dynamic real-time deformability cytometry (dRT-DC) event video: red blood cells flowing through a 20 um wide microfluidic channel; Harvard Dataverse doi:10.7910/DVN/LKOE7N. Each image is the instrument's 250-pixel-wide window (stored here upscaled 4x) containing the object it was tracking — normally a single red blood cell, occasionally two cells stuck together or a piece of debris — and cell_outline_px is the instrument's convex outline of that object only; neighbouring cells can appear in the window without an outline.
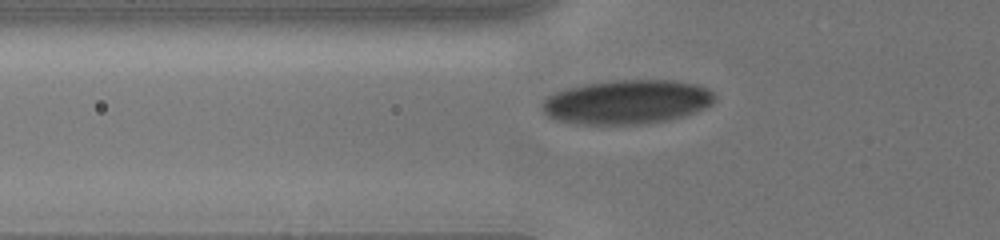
{"species": "human", "species_latin": "Homo sapiens", "temperature_condition": "cold", "stored_images_in_passage": 4, "camera_frame_rate_fps": 3000, "um_per_image_px": 0.085, "donor": {"sex": "male"}, "frame": {"image": 1, "passage_image": 2, "time_ms": 0.667, "image_size_px": [1000, 240], "cell_outline_px": [[716, 100], [712, 104], [696, 112], [684, 116], [668, 120], [640, 124], [576, 124], [556, 120], [548, 116], [544, 112], [544, 100], [548, 96], [564, 88], [584, 84], [612, 80], [672, 80], [696, 84], [708, 88], [716, 96]], "centroid_in_image_um": [53.32, 8.66], "position_along_channel_um": 72.5, "area_um2": 44.56}}